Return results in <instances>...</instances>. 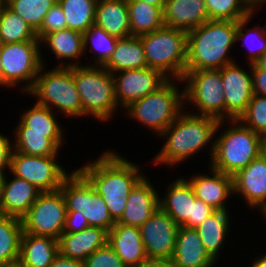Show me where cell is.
Segmentation results:
<instances>
[{"label": "cell", "mask_w": 266, "mask_h": 267, "mask_svg": "<svg viewBox=\"0 0 266 267\" xmlns=\"http://www.w3.org/2000/svg\"><path fill=\"white\" fill-rule=\"evenodd\" d=\"M140 167L117 151L108 149L77 169L102 196L110 216L117 222L132 189L145 176Z\"/></svg>", "instance_id": "1"}, {"label": "cell", "mask_w": 266, "mask_h": 267, "mask_svg": "<svg viewBox=\"0 0 266 267\" xmlns=\"http://www.w3.org/2000/svg\"><path fill=\"white\" fill-rule=\"evenodd\" d=\"M219 121L209 116L194 115L185 109L158 137L165 140L151 163L177 167L202 149H209V163L214 152ZM205 147V148H204Z\"/></svg>", "instance_id": "2"}, {"label": "cell", "mask_w": 266, "mask_h": 267, "mask_svg": "<svg viewBox=\"0 0 266 267\" xmlns=\"http://www.w3.org/2000/svg\"><path fill=\"white\" fill-rule=\"evenodd\" d=\"M236 32L237 21L210 19L188 31L185 71L221 69L236 62L231 56L232 48L237 46Z\"/></svg>", "instance_id": "3"}, {"label": "cell", "mask_w": 266, "mask_h": 267, "mask_svg": "<svg viewBox=\"0 0 266 267\" xmlns=\"http://www.w3.org/2000/svg\"><path fill=\"white\" fill-rule=\"evenodd\" d=\"M219 121L216 128L212 169L234 176L266 150V140L239 120ZM224 124L227 125L226 129ZM230 125V126H228Z\"/></svg>", "instance_id": "4"}, {"label": "cell", "mask_w": 266, "mask_h": 267, "mask_svg": "<svg viewBox=\"0 0 266 267\" xmlns=\"http://www.w3.org/2000/svg\"><path fill=\"white\" fill-rule=\"evenodd\" d=\"M181 83L180 79H168L157 90L129 104L124 109L125 116L159 136L184 110L183 89L178 86Z\"/></svg>", "instance_id": "5"}, {"label": "cell", "mask_w": 266, "mask_h": 267, "mask_svg": "<svg viewBox=\"0 0 266 267\" xmlns=\"http://www.w3.org/2000/svg\"><path fill=\"white\" fill-rule=\"evenodd\" d=\"M42 65L33 87L26 95H32L38 105L48 107L67 118H83L82 101L76 89L73 67H53L45 71ZM63 113V114H62ZM73 117V118H72Z\"/></svg>", "instance_id": "6"}, {"label": "cell", "mask_w": 266, "mask_h": 267, "mask_svg": "<svg viewBox=\"0 0 266 267\" xmlns=\"http://www.w3.org/2000/svg\"><path fill=\"white\" fill-rule=\"evenodd\" d=\"M73 77L82 101L83 118L91 116L101 123L111 121L119 111L112 74L104 66L87 63L73 67Z\"/></svg>", "instance_id": "7"}, {"label": "cell", "mask_w": 266, "mask_h": 267, "mask_svg": "<svg viewBox=\"0 0 266 267\" xmlns=\"http://www.w3.org/2000/svg\"><path fill=\"white\" fill-rule=\"evenodd\" d=\"M147 67L158 70L168 79H182L187 62V32L164 26L139 36Z\"/></svg>", "instance_id": "8"}, {"label": "cell", "mask_w": 266, "mask_h": 267, "mask_svg": "<svg viewBox=\"0 0 266 267\" xmlns=\"http://www.w3.org/2000/svg\"><path fill=\"white\" fill-rule=\"evenodd\" d=\"M184 109L187 105L194 109V115L209 116L218 121H225V97L220 69H201L185 71L182 77ZM197 111V112H196Z\"/></svg>", "instance_id": "9"}, {"label": "cell", "mask_w": 266, "mask_h": 267, "mask_svg": "<svg viewBox=\"0 0 266 267\" xmlns=\"http://www.w3.org/2000/svg\"><path fill=\"white\" fill-rule=\"evenodd\" d=\"M40 47V41L1 44L3 87H21L20 94H26L33 87L42 65H48Z\"/></svg>", "instance_id": "10"}, {"label": "cell", "mask_w": 266, "mask_h": 267, "mask_svg": "<svg viewBox=\"0 0 266 267\" xmlns=\"http://www.w3.org/2000/svg\"><path fill=\"white\" fill-rule=\"evenodd\" d=\"M60 190L67 211L82 213L90 227H100L109 232L115 225L102 196L77 168L64 179Z\"/></svg>", "instance_id": "11"}, {"label": "cell", "mask_w": 266, "mask_h": 267, "mask_svg": "<svg viewBox=\"0 0 266 267\" xmlns=\"http://www.w3.org/2000/svg\"><path fill=\"white\" fill-rule=\"evenodd\" d=\"M58 158L59 155L35 156L11 150L8 172L28 181L41 193L57 191L70 174Z\"/></svg>", "instance_id": "12"}, {"label": "cell", "mask_w": 266, "mask_h": 267, "mask_svg": "<svg viewBox=\"0 0 266 267\" xmlns=\"http://www.w3.org/2000/svg\"><path fill=\"white\" fill-rule=\"evenodd\" d=\"M66 201L62 191L40 193L22 218L23 233L58 240L66 220Z\"/></svg>", "instance_id": "13"}, {"label": "cell", "mask_w": 266, "mask_h": 267, "mask_svg": "<svg viewBox=\"0 0 266 267\" xmlns=\"http://www.w3.org/2000/svg\"><path fill=\"white\" fill-rule=\"evenodd\" d=\"M149 261L171 260L179 226L160 207L139 228Z\"/></svg>", "instance_id": "14"}, {"label": "cell", "mask_w": 266, "mask_h": 267, "mask_svg": "<svg viewBox=\"0 0 266 267\" xmlns=\"http://www.w3.org/2000/svg\"><path fill=\"white\" fill-rule=\"evenodd\" d=\"M249 72L238 61L220 69L225 97V121L238 120L253 97L251 64Z\"/></svg>", "instance_id": "15"}, {"label": "cell", "mask_w": 266, "mask_h": 267, "mask_svg": "<svg viewBox=\"0 0 266 267\" xmlns=\"http://www.w3.org/2000/svg\"><path fill=\"white\" fill-rule=\"evenodd\" d=\"M115 99L123 111L133 101L147 96L161 87L168 78L150 67L135 70H123L112 74Z\"/></svg>", "instance_id": "16"}, {"label": "cell", "mask_w": 266, "mask_h": 267, "mask_svg": "<svg viewBox=\"0 0 266 267\" xmlns=\"http://www.w3.org/2000/svg\"><path fill=\"white\" fill-rule=\"evenodd\" d=\"M233 195L266 217V150L233 177Z\"/></svg>", "instance_id": "17"}, {"label": "cell", "mask_w": 266, "mask_h": 267, "mask_svg": "<svg viewBox=\"0 0 266 267\" xmlns=\"http://www.w3.org/2000/svg\"><path fill=\"white\" fill-rule=\"evenodd\" d=\"M208 168L210 176L206 172L204 174L197 173L188 177L187 180L193 187L196 198L216 211H229L228 199L233 195V178L210 166Z\"/></svg>", "instance_id": "18"}, {"label": "cell", "mask_w": 266, "mask_h": 267, "mask_svg": "<svg viewBox=\"0 0 266 267\" xmlns=\"http://www.w3.org/2000/svg\"><path fill=\"white\" fill-rule=\"evenodd\" d=\"M155 188L147 175L144 176L129 194L124 212L116 223L140 228L160 207V193Z\"/></svg>", "instance_id": "19"}, {"label": "cell", "mask_w": 266, "mask_h": 267, "mask_svg": "<svg viewBox=\"0 0 266 267\" xmlns=\"http://www.w3.org/2000/svg\"><path fill=\"white\" fill-rule=\"evenodd\" d=\"M4 173L0 191V214L22 219L41 193L28 181ZM10 180V181H9Z\"/></svg>", "instance_id": "20"}, {"label": "cell", "mask_w": 266, "mask_h": 267, "mask_svg": "<svg viewBox=\"0 0 266 267\" xmlns=\"http://www.w3.org/2000/svg\"><path fill=\"white\" fill-rule=\"evenodd\" d=\"M107 243L126 267H145L150 262L138 227L115 223L108 232Z\"/></svg>", "instance_id": "21"}, {"label": "cell", "mask_w": 266, "mask_h": 267, "mask_svg": "<svg viewBox=\"0 0 266 267\" xmlns=\"http://www.w3.org/2000/svg\"><path fill=\"white\" fill-rule=\"evenodd\" d=\"M40 48H48L59 64L56 67L82 66L81 57L84 56L83 34L71 29H63L46 34L40 40ZM43 46V47H42ZM45 46V47H44ZM66 61L68 63H66ZM75 61V62H74Z\"/></svg>", "instance_id": "22"}, {"label": "cell", "mask_w": 266, "mask_h": 267, "mask_svg": "<svg viewBox=\"0 0 266 267\" xmlns=\"http://www.w3.org/2000/svg\"><path fill=\"white\" fill-rule=\"evenodd\" d=\"M178 267H214L216 260L207 252L195 228L179 226L171 259Z\"/></svg>", "instance_id": "23"}, {"label": "cell", "mask_w": 266, "mask_h": 267, "mask_svg": "<svg viewBox=\"0 0 266 267\" xmlns=\"http://www.w3.org/2000/svg\"><path fill=\"white\" fill-rule=\"evenodd\" d=\"M54 111L48 107L33 104L19 115L18 125L13 132H38L49 133V138L60 148L64 147L65 130L62 123H59ZM61 124V125H60Z\"/></svg>", "instance_id": "24"}, {"label": "cell", "mask_w": 266, "mask_h": 267, "mask_svg": "<svg viewBox=\"0 0 266 267\" xmlns=\"http://www.w3.org/2000/svg\"><path fill=\"white\" fill-rule=\"evenodd\" d=\"M163 20L168 28L195 29L209 20L205 0H167Z\"/></svg>", "instance_id": "25"}, {"label": "cell", "mask_w": 266, "mask_h": 267, "mask_svg": "<svg viewBox=\"0 0 266 267\" xmlns=\"http://www.w3.org/2000/svg\"><path fill=\"white\" fill-rule=\"evenodd\" d=\"M108 232L100 227H88L80 232H63L58 239L59 253L84 261L98 248L107 244Z\"/></svg>", "instance_id": "26"}, {"label": "cell", "mask_w": 266, "mask_h": 267, "mask_svg": "<svg viewBox=\"0 0 266 267\" xmlns=\"http://www.w3.org/2000/svg\"><path fill=\"white\" fill-rule=\"evenodd\" d=\"M165 196H160V208L166 212L178 226H183L189 217H192L193 202L196 199L195 192L185 177L176 178L170 184L167 183Z\"/></svg>", "instance_id": "27"}, {"label": "cell", "mask_w": 266, "mask_h": 267, "mask_svg": "<svg viewBox=\"0 0 266 267\" xmlns=\"http://www.w3.org/2000/svg\"><path fill=\"white\" fill-rule=\"evenodd\" d=\"M94 24L119 39L130 37L127 0H98Z\"/></svg>", "instance_id": "28"}, {"label": "cell", "mask_w": 266, "mask_h": 267, "mask_svg": "<svg viewBox=\"0 0 266 267\" xmlns=\"http://www.w3.org/2000/svg\"><path fill=\"white\" fill-rule=\"evenodd\" d=\"M58 253V240L22 233L19 256L22 267H49Z\"/></svg>", "instance_id": "29"}, {"label": "cell", "mask_w": 266, "mask_h": 267, "mask_svg": "<svg viewBox=\"0 0 266 267\" xmlns=\"http://www.w3.org/2000/svg\"><path fill=\"white\" fill-rule=\"evenodd\" d=\"M230 211H215L195 229L198 232L207 252L218 262L220 251L225 246L231 232Z\"/></svg>", "instance_id": "30"}, {"label": "cell", "mask_w": 266, "mask_h": 267, "mask_svg": "<svg viewBox=\"0 0 266 267\" xmlns=\"http://www.w3.org/2000/svg\"><path fill=\"white\" fill-rule=\"evenodd\" d=\"M111 74L147 67L144 47L139 36L120 38L110 59L103 65Z\"/></svg>", "instance_id": "31"}, {"label": "cell", "mask_w": 266, "mask_h": 267, "mask_svg": "<svg viewBox=\"0 0 266 267\" xmlns=\"http://www.w3.org/2000/svg\"><path fill=\"white\" fill-rule=\"evenodd\" d=\"M127 6L131 36H140L165 26L160 7L140 0H127Z\"/></svg>", "instance_id": "32"}, {"label": "cell", "mask_w": 266, "mask_h": 267, "mask_svg": "<svg viewBox=\"0 0 266 267\" xmlns=\"http://www.w3.org/2000/svg\"><path fill=\"white\" fill-rule=\"evenodd\" d=\"M22 219L0 214V265L19 261Z\"/></svg>", "instance_id": "33"}, {"label": "cell", "mask_w": 266, "mask_h": 267, "mask_svg": "<svg viewBox=\"0 0 266 267\" xmlns=\"http://www.w3.org/2000/svg\"><path fill=\"white\" fill-rule=\"evenodd\" d=\"M98 0H57L62 7L67 28L84 34L95 23Z\"/></svg>", "instance_id": "34"}, {"label": "cell", "mask_w": 266, "mask_h": 267, "mask_svg": "<svg viewBox=\"0 0 266 267\" xmlns=\"http://www.w3.org/2000/svg\"><path fill=\"white\" fill-rule=\"evenodd\" d=\"M118 39L95 24L90 26L83 34L84 55L88 54L86 53L88 48L91 54H93L90 61L93 60L94 62L93 64L88 62L89 65L103 66L110 59Z\"/></svg>", "instance_id": "35"}, {"label": "cell", "mask_w": 266, "mask_h": 267, "mask_svg": "<svg viewBox=\"0 0 266 267\" xmlns=\"http://www.w3.org/2000/svg\"><path fill=\"white\" fill-rule=\"evenodd\" d=\"M255 12H257V9L249 16L237 21L236 43L238 44V41H242L245 45L244 47H249L247 48L249 51L246 55L247 64L255 63L266 51V24L263 27L260 24L253 27L248 25L257 14Z\"/></svg>", "instance_id": "36"}, {"label": "cell", "mask_w": 266, "mask_h": 267, "mask_svg": "<svg viewBox=\"0 0 266 267\" xmlns=\"http://www.w3.org/2000/svg\"><path fill=\"white\" fill-rule=\"evenodd\" d=\"M40 41L33 28L8 5L0 15V44Z\"/></svg>", "instance_id": "37"}, {"label": "cell", "mask_w": 266, "mask_h": 267, "mask_svg": "<svg viewBox=\"0 0 266 267\" xmlns=\"http://www.w3.org/2000/svg\"><path fill=\"white\" fill-rule=\"evenodd\" d=\"M12 150L27 155H58L61 149L49 138V133L13 132Z\"/></svg>", "instance_id": "38"}, {"label": "cell", "mask_w": 266, "mask_h": 267, "mask_svg": "<svg viewBox=\"0 0 266 267\" xmlns=\"http://www.w3.org/2000/svg\"><path fill=\"white\" fill-rule=\"evenodd\" d=\"M210 20L239 21L257 8L249 0H205Z\"/></svg>", "instance_id": "39"}, {"label": "cell", "mask_w": 266, "mask_h": 267, "mask_svg": "<svg viewBox=\"0 0 266 267\" xmlns=\"http://www.w3.org/2000/svg\"><path fill=\"white\" fill-rule=\"evenodd\" d=\"M57 0H7V5L36 32L48 10Z\"/></svg>", "instance_id": "40"}, {"label": "cell", "mask_w": 266, "mask_h": 267, "mask_svg": "<svg viewBox=\"0 0 266 267\" xmlns=\"http://www.w3.org/2000/svg\"><path fill=\"white\" fill-rule=\"evenodd\" d=\"M238 120L266 140V96L253 94L246 111Z\"/></svg>", "instance_id": "41"}, {"label": "cell", "mask_w": 266, "mask_h": 267, "mask_svg": "<svg viewBox=\"0 0 266 267\" xmlns=\"http://www.w3.org/2000/svg\"><path fill=\"white\" fill-rule=\"evenodd\" d=\"M67 29L62 7L56 2L44 16L40 28L36 31L37 38L41 40L46 34Z\"/></svg>", "instance_id": "42"}, {"label": "cell", "mask_w": 266, "mask_h": 267, "mask_svg": "<svg viewBox=\"0 0 266 267\" xmlns=\"http://www.w3.org/2000/svg\"><path fill=\"white\" fill-rule=\"evenodd\" d=\"M85 267H126L113 248L107 243L84 260Z\"/></svg>", "instance_id": "43"}, {"label": "cell", "mask_w": 266, "mask_h": 267, "mask_svg": "<svg viewBox=\"0 0 266 267\" xmlns=\"http://www.w3.org/2000/svg\"><path fill=\"white\" fill-rule=\"evenodd\" d=\"M215 211L216 210L211 206L196 198L193 202L192 217H189V220L183 226L188 228H196Z\"/></svg>", "instance_id": "44"}, {"label": "cell", "mask_w": 266, "mask_h": 267, "mask_svg": "<svg viewBox=\"0 0 266 267\" xmlns=\"http://www.w3.org/2000/svg\"><path fill=\"white\" fill-rule=\"evenodd\" d=\"M90 227L84 215L77 211H67L63 232H80Z\"/></svg>", "instance_id": "45"}, {"label": "cell", "mask_w": 266, "mask_h": 267, "mask_svg": "<svg viewBox=\"0 0 266 267\" xmlns=\"http://www.w3.org/2000/svg\"><path fill=\"white\" fill-rule=\"evenodd\" d=\"M251 73L254 94L266 96V70L253 63L251 64Z\"/></svg>", "instance_id": "46"}, {"label": "cell", "mask_w": 266, "mask_h": 267, "mask_svg": "<svg viewBox=\"0 0 266 267\" xmlns=\"http://www.w3.org/2000/svg\"><path fill=\"white\" fill-rule=\"evenodd\" d=\"M12 141L3 133H0V170L5 173L9 170Z\"/></svg>", "instance_id": "47"}, {"label": "cell", "mask_w": 266, "mask_h": 267, "mask_svg": "<svg viewBox=\"0 0 266 267\" xmlns=\"http://www.w3.org/2000/svg\"><path fill=\"white\" fill-rule=\"evenodd\" d=\"M49 267H85L84 261L74 260L58 253Z\"/></svg>", "instance_id": "48"}, {"label": "cell", "mask_w": 266, "mask_h": 267, "mask_svg": "<svg viewBox=\"0 0 266 267\" xmlns=\"http://www.w3.org/2000/svg\"><path fill=\"white\" fill-rule=\"evenodd\" d=\"M145 267H178L172 260H152Z\"/></svg>", "instance_id": "49"}, {"label": "cell", "mask_w": 266, "mask_h": 267, "mask_svg": "<svg viewBox=\"0 0 266 267\" xmlns=\"http://www.w3.org/2000/svg\"><path fill=\"white\" fill-rule=\"evenodd\" d=\"M250 264H252L251 267H266V253L256 257V259H254Z\"/></svg>", "instance_id": "50"}, {"label": "cell", "mask_w": 266, "mask_h": 267, "mask_svg": "<svg viewBox=\"0 0 266 267\" xmlns=\"http://www.w3.org/2000/svg\"><path fill=\"white\" fill-rule=\"evenodd\" d=\"M140 1L158 6L163 10L167 0H140Z\"/></svg>", "instance_id": "51"}, {"label": "cell", "mask_w": 266, "mask_h": 267, "mask_svg": "<svg viewBox=\"0 0 266 267\" xmlns=\"http://www.w3.org/2000/svg\"><path fill=\"white\" fill-rule=\"evenodd\" d=\"M255 64L266 70V51L259 57V59L255 62Z\"/></svg>", "instance_id": "52"}, {"label": "cell", "mask_w": 266, "mask_h": 267, "mask_svg": "<svg viewBox=\"0 0 266 267\" xmlns=\"http://www.w3.org/2000/svg\"><path fill=\"white\" fill-rule=\"evenodd\" d=\"M0 267H22L19 261L9 263V264H2Z\"/></svg>", "instance_id": "53"}, {"label": "cell", "mask_w": 266, "mask_h": 267, "mask_svg": "<svg viewBox=\"0 0 266 267\" xmlns=\"http://www.w3.org/2000/svg\"><path fill=\"white\" fill-rule=\"evenodd\" d=\"M0 49H1V44H0ZM0 87H3V69H2L1 59H0Z\"/></svg>", "instance_id": "54"}, {"label": "cell", "mask_w": 266, "mask_h": 267, "mask_svg": "<svg viewBox=\"0 0 266 267\" xmlns=\"http://www.w3.org/2000/svg\"><path fill=\"white\" fill-rule=\"evenodd\" d=\"M6 5H7V0H0V15L3 12Z\"/></svg>", "instance_id": "55"}, {"label": "cell", "mask_w": 266, "mask_h": 267, "mask_svg": "<svg viewBox=\"0 0 266 267\" xmlns=\"http://www.w3.org/2000/svg\"><path fill=\"white\" fill-rule=\"evenodd\" d=\"M256 8L260 4L261 0H249Z\"/></svg>", "instance_id": "56"}, {"label": "cell", "mask_w": 266, "mask_h": 267, "mask_svg": "<svg viewBox=\"0 0 266 267\" xmlns=\"http://www.w3.org/2000/svg\"><path fill=\"white\" fill-rule=\"evenodd\" d=\"M266 6V0H261V2H260V4L258 5V7L257 8H259L260 9V7L261 6Z\"/></svg>", "instance_id": "57"}, {"label": "cell", "mask_w": 266, "mask_h": 267, "mask_svg": "<svg viewBox=\"0 0 266 267\" xmlns=\"http://www.w3.org/2000/svg\"><path fill=\"white\" fill-rule=\"evenodd\" d=\"M3 175H4V173L0 170V191H1V182L3 179Z\"/></svg>", "instance_id": "58"}]
</instances>
